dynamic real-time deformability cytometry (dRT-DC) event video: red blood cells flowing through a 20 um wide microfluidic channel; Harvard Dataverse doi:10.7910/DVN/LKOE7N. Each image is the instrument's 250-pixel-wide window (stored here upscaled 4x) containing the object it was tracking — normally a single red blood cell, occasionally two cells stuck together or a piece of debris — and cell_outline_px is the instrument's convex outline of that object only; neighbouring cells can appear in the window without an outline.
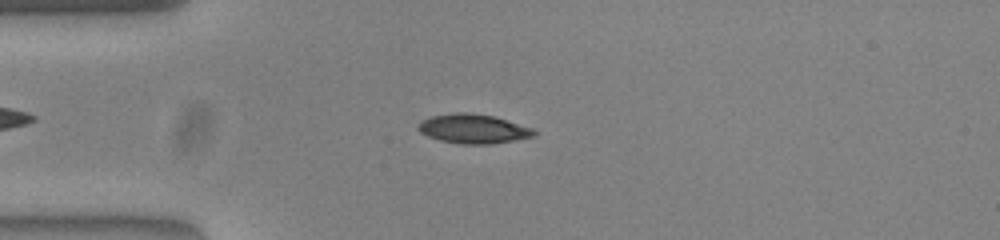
{"species": "common noctule bat (a hibernating species)", "species_latin": "Nyctalus noctula", "temperature_condition": "warm", "stored_images_in_passage": 52, "camera_frame_rate_fps": 3000, "um_per_image_px": 0.085, "animal": {"sex": "female", "body_mass_g": 23.0, "forearm_length_mm": 53.4}, "frame": {"image": 1, "passage_image": 13, "time_ms": 4.0, "image_size_px": [1000, 240], "cell_outline_px": [[536, 136], [492, 144], [460, 144], [440, 140], [428, 136], [420, 132], [416, 128], [420, 120], [432, 116], [456, 112], [468, 112], [492, 116], [532, 128], [536, 132]], "centroid_in_image_um": [40.19, 10.95], "position_along_channel_um": 44.8, "area_um2": 19.71}}
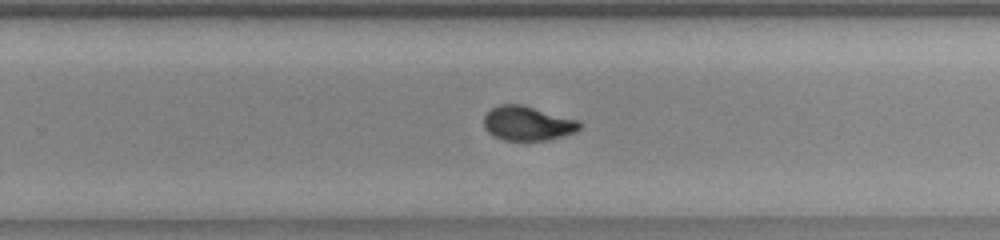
{"frame": {"image": 2, "passage_image": 33, "time_ms": 10.667, "image_size_px": [1000, 240], "cell_outline_px": [[580, 128], [576, 132], [548, 140], [504, 140], [492, 136], [484, 128], [484, 116], [492, 108], [500, 104], [520, 104], [580, 120]], "centroid_in_image_um": [44.84, 10.49], "position_along_channel_um": 285.0, "area_um2": 19.19}}
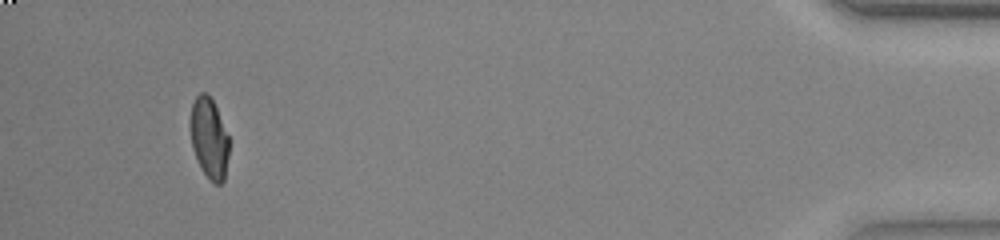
{"frame": {"image": 3, "passage_image": 49, "time_ms": 16.0, "image_size_px": [1000, 240], "cell_outline_px": [[228, 156], [224, 180], [220, 184], [216, 184], [200, 168], [192, 148], [188, 124], [192, 104], [196, 96], [200, 92], [204, 92], [212, 100], [216, 108], [228, 136]], "centroid_in_image_um": [17.73, 11.73], "position_along_channel_um": 417.5, "area_um2": 18.15}, "authors_computed_cell_mechanics": {"area_um2": 19.1896, "velocity_mm_per_s": 3.8834, "shape_relaxation_time_tau1_ms": 5.5262, "shape_relaxation_time_tau2_ms": 0.7538, "deformation_change_tau1": 0.2121, "deformation_change_tau2": 0.0401}}